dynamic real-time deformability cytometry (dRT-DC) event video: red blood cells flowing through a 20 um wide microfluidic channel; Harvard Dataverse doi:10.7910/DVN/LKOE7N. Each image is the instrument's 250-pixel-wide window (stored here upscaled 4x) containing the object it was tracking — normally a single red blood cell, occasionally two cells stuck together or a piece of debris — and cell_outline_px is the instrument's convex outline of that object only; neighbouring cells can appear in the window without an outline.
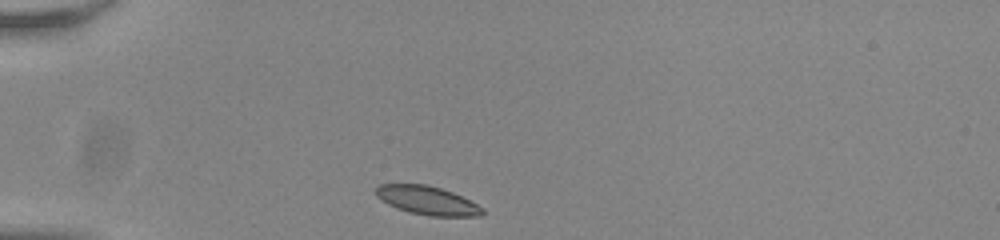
{"species": "common noctule bat (a hibernating species)", "species_latin": "Nyctalus noctula", "temperature_condition": "room temperature", "stored_images_in_passage": 33, "camera_frame_rate_fps": 3000, "um_per_image_px": 0.085, "animal": {"sex": "male", "body_mass_g": 20.0, "forearm_length_mm": 53.3}, "frame": {"image": 1, "passage_image": 1, "time_ms": 0.0, "image_size_px": [1000, 240], "cell_outline_px": [[484, 216], [428, 216], [408, 212], [396, 208], [380, 200], [376, 196], [376, 188], [380, 184], [428, 184], [452, 192], [484, 208]], "centroid_in_image_um": [36.31, 17.04], "position_along_channel_um": 48.7, "area_um2": 17.8}}
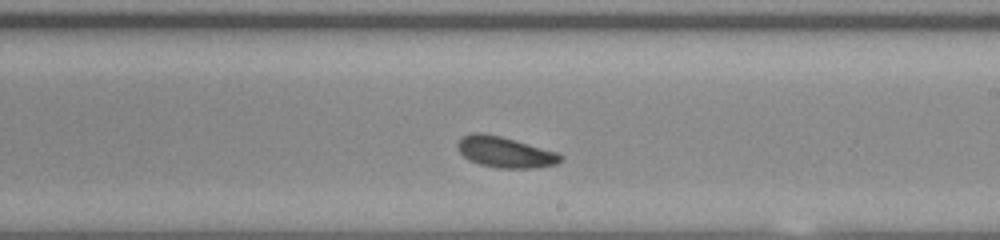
{"frame": {"image": 2, "passage_image": 19, "time_ms": 6.0, "image_size_px": [1000, 240], "cell_outline_px": [[564, 156], [556, 164], [540, 168], [496, 168], [480, 164], [468, 160], [460, 152], [456, 144], [464, 136], [472, 132], [480, 132], [500, 136], [560, 152]], "centroid_in_image_um": [42.97, 12.94], "position_along_channel_um": 246.0, "area_um2": 18.67}}
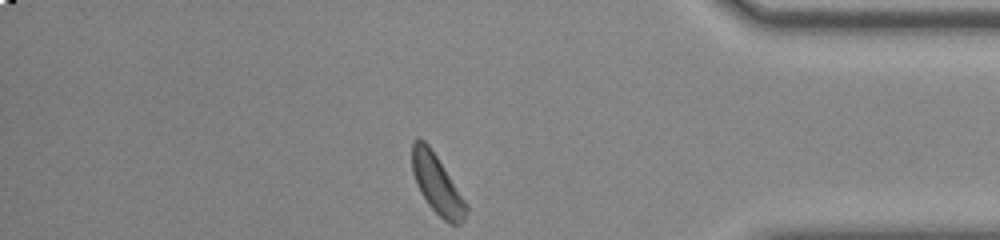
{"frame": {"image": 3, "passage_image": 33, "time_ms": 10.667, "image_size_px": [1000, 240], "cell_outline_px": [[468, 208], [464, 220], [460, 224], [448, 224], [428, 204], [420, 192], [416, 184], [412, 172], [412, 140], [416, 136], [420, 136], [428, 144], [468, 204]], "centroid_in_image_um": [37.13, 15.64], "position_along_channel_um": 398.1, "area_um2": 18.67}, "authors_computed_cell_mechanics": {"area_um2": 18.496, "velocity_mm_per_s": 3.7432, "shape_relaxation_time_tau1_ms": 4.581, "shape_relaxation_time_tau2_ms": 11.1834, "deformation_change_tau1": 0.0896, "deformation_change_tau2": 0.1402}}